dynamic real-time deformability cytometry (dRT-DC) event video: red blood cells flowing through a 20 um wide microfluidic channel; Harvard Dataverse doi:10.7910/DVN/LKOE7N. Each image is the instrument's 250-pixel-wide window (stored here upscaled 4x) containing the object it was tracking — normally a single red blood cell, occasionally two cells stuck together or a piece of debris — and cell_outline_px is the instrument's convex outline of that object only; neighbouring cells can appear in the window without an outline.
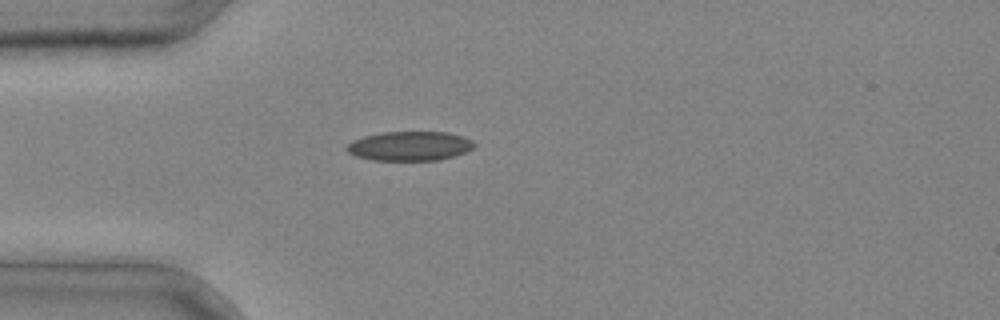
{"species": "common noctule bat (a hibernating species)", "species_latin": "Nyctalus noctula", "temperature_condition": "cold", "stored_images_in_passage": 4, "camera_frame_rate_fps": 3000, "um_per_image_px": 0.085, "animal": {"sex": "male", "body_mass_g": 20.4}, "frame": {"image": 1, "passage_image": 4, "time_ms": 1.0, "image_size_px": [1000, 320], "cell_outline_px": [[476, 144], [472, 148], [464, 152], [440, 160], [372, 160], [356, 156], [348, 152], [348, 144], [352, 140], [364, 136], [384, 132], [448, 132], [472, 140]], "centroid_in_image_um": [34.82, 12.41], "position_along_channel_um": 50.2, "area_um2": 21.56}}